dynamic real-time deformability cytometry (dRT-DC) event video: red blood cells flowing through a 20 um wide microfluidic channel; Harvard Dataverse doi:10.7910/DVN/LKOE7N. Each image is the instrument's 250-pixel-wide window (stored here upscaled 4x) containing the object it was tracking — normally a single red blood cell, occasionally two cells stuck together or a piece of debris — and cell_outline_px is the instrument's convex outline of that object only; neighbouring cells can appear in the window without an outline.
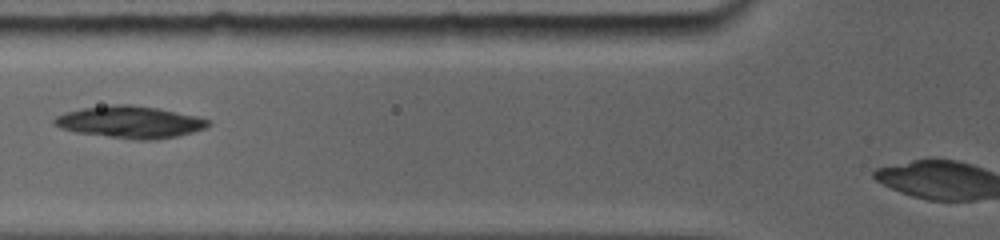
{"species": "common noctule bat (a hibernating species)", "species_latin": "Nyctalus noctula", "temperature_condition": "room temperature", "stored_images_in_passage": 9, "camera_frame_rate_fps": 5000, "um_per_image_px": 0.085, "animal": {"sex": "female", "body_mass_g": 19.0, "forearm_length_mm": 56.7}, "frame": {"image": 1, "passage_image": 2, "time_ms": 1.0, "image_size_px": [1000, 240], "cell_outline_px": [[208, 124], [204, 128], [176, 136], [112, 136], [80, 132], [64, 128], [56, 124], [52, 120], [56, 116], [68, 112], [84, 108], [112, 104], [132, 104], [156, 108], [196, 116], [208, 120]], "centroid_in_image_um": [11.02, 10.3], "position_along_channel_um": 114.8, "area_um2": 26.59}}
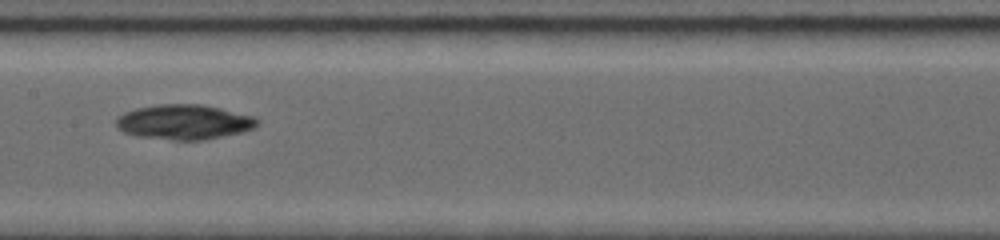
{"frame": {"image": 2, "passage_image": 4, "time_ms": 3.0, "image_size_px": [1000, 240], "cell_outline_px": [[260, 120], [252, 128], [240, 132], [200, 140], [176, 140], [144, 136], [124, 132], [116, 124], [116, 120], [124, 112], [136, 108], [160, 104], [204, 104], [252, 116]], "centroid_in_image_um": [15.65, 10.35], "position_along_channel_um": 191.8, "area_um2": 28.03}}
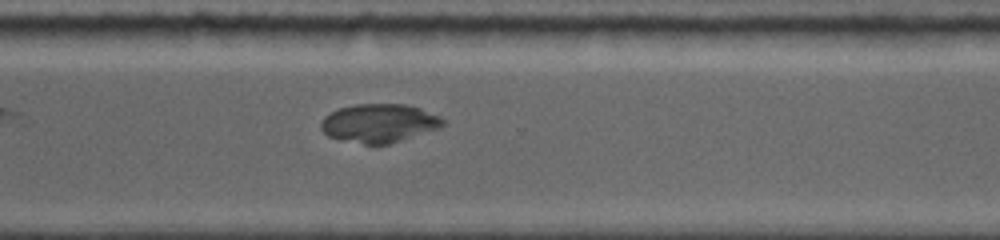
{"frame": {"image": 3, "passage_image": 9, "time_ms": 6.8, "image_size_px": [1000, 240], "cell_outline_px": [[444, 124], [440, 128], [388, 144], [364, 144], [328, 136], [320, 128], [320, 124], [324, 116], [340, 108], [356, 104], [404, 104], [420, 108], [440, 116], [444, 120]], "centroid_in_image_um": [32.24, 10.46], "position_along_channel_um": 338.4, "area_um2": 27.17}}